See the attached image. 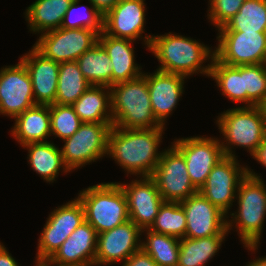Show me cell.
I'll use <instances>...</instances> for the list:
<instances>
[{
  "label": "cell",
  "instance_id": "obj_1",
  "mask_svg": "<svg viewBox=\"0 0 266 266\" xmlns=\"http://www.w3.org/2000/svg\"><path fill=\"white\" fill-rule=\"evenodd\" d=\"M164 126L153 129H126L112 126L108 153L128 173L151 177L162 153H158Z\"/></svg>",
  "mask_w": 266,
  "mask_h": 266
},
{
  "label": "cell",
  "instance_id": "obj_2",
  "mask_svg": "<svg viewBox=\"0 0 266 266\" xmlns=\"http://www.w3.org/2000/svg\"><path fill=\"white\" fill-rule=\"evenodd\" d=\"M148 49L161 63L157 70L182 75L198 73L210 75L211 63L202 67L205 60L213 59L215 52L196 40L168 33L160 36L147 35L144 40ZM211 57V58H210Z\"/></svg>",
  "mask_w": 266,
  "mask_h": 266
},
{
  "label": "cell",
  "instance_id": "obj_3",
  "mask_svg": "<svg viewBox=\"0 0 266 266\" xmlns=\"http://www.w3.org/2000/svg\"><path fill=\"white\" fill-rule=\"evenodd\" d=\"M113 126L126 129H153L162 125L151 107L147 80L139 78L119 82L110 87Z\"/></svg>",
  "mask_w": 266,
  "mask_h": 266
},
{
  "label": "cell",
  "instance_id": "obj_4",
  "mask_svg": "<svg viewBox=\"0 0 266 266\" xmlns=\"http://www.w3.org/2000/svg\"><path fill=\"white\" fill-rule=\"evenodd\" d=\"M266 185L260 176L249 171L237 188L238 213H232V221L242 243L250 251L258 247L266 215ZM237 213V214H236ZM235 219V220H234Z\"/></svg>",
  "mask_w": 266,
  "mask_h": 266
},
{
  "label": "cell",
  "instance_id": "obj_5",
  "mask_svg": "<svg viewBox=\"0 0 266 266\" xmlns=\"http://www.w3.org/2000/svg\"><path fill=\"white\" fill-rule=\"evenodd\" d=\"M78 199L87 221L102 233L130 220L125 194L118 183L108 182L80 191Z\"/></svg>",
  "mask_w": 266,
  "mask_h": 266
},
{
  "label": "cell",
  "instance_id": "obj_6",
  "mask_svg": "<svg viewBox=\"0 0 266 266\" xmlns=\"http://www.w3.org/2000/svg\"><path fill=\"white\" fill-rule=\"evenodd\" d=\"M226 144L221 146L225 156L235 157L229 147L247 148L251 156L266 138V123L260 106L238 107L225 111L217 120Z\"/></svg>",
  "mask_w": 266,
  "mask_h": 266
},
{
  "label": "cell",
  "instance_id": "obj_7",
  "mask_svg": "<svg viewBox=\"0 0 266 266\" xmlns=\"http://www.w3.org/2000/svg\"><path fill=\"white\" fill-rule=\"evenodd\" d=\"M113 123L83 122L61 148L63 162L71 171L108 153V136Z\"/></svg>",
  "mask_w": 266,
  "mask_h": 266
},
{
  "label": "cell",
  "instance_id": "obj_8",
  "mask_svg": "<svg viewBox=\"0 0 266 266\" xmlns=\"http://www.w3.org/2000/svg\"><path fill=\"white\" fill-rule=\"evenodd\" d=\"M98 37L99 34L91 29L60 27L41 34L33 47L45 58L60 64L76 61L98 42Z\"/></svg>",
  "mask_w": 266,
  "mask_h": 266
},
{
  "label": "cell",
  "instance_id": "obj_9",
  "mask_svg": "<svg viewBox=\"0 0 266 266\" xmlns=\"http://www.w3.org/2000/svg\"><path fill=\"white\" fill-rule=\"evenodd\" d=\"M171 146L162 152L151 178L165 202H181L198 190L190 180L183 154Z\"/></svg>",
  "mask_w": 266,
  "mask_h": 266
},
{
  "label": "cell",
  "instance_id": "obj_10",
  "mask_svg": "<svg viewBox=\"0 0 266 266\" xmlns=\"http://www.w3.org/2000/svg\"><path fill=\"white\" fill-rule=\"evenodd\" d=\"M215 57L230 66L264 64L266 32H219Z\"/></svg>",
  "mask_w": 266,
  "mask_h": 266
},
{
  "label": "cell",
  "instance_id": "obj_11",
  "mask_svg": "<svg viewBox=\"0 0 266 266\" xmlns=\"http://www.w3.org/2000/svg\"><path fill=\"white\" fill-rule=\"evenodd\" d=\"M180 204L186 215V238L226 235L232 227L233 222L226 220V214L199 191L181 201Z\"/></svg>",
  "mask_w": 266,
  "mask_h": 266
},
{
  "label": "cell",
  "instance_id": "obj_12",
  "mask_svg": "<svg viewBox=\"0 0 266 266\" xmlns=\"http://www.w3.org/2000/svg\"><path fill=\"white\" fill-rule=\"evenodd\" d=\"M173 143L183 154L190 180L199 191L213 167L225 157L220 141L194 136L177 139Z\"/></svg>",
  "mask_w": 266,
  "mask_h": 266
},
{
  "label": "cell",
  "instance_id": "obj_13",
  "mask_svg": "<svg viewBox=\"0 0 266 266\" xmlns=\"http://www.w3.org/2000/svg\"><path fill=\"white\" fill-rule=\"evenodd\" d=\"M246 175L247 167H240L236 157L225 156L213 167L199 192L227 215L236 188Z\"/></svg>",
  "mask_w": 266,
  "mask_h": 266
},
{
  "label": "cell",
  "instance_id": "obj_14",
  "mask_svg": "<svg viewBox=\"0 0 266 266\" xmlns=\"http://www.w3.org/2000/svg\"><path fill=\"white\" fill-rule=\"evenodd\" d=\"M37 105L29 72L20 60L17 65L0 70V113L16 118Z\"/></svg>",
  "mask_w": 266,
  "mask_h": 266
},
{
  "label": "cell",
  "instance_id": "obj_15",
  "mask_svg": "<svg viewBox=\"0 0 266 266\" xmlns=\"http://www.w3.org/2000/svg\"><path fill=\"white\" fill-rule=\"evenodd\" d=\"M40 234L36 258H50L70 234L85 221L84 209L78 198L56 208Z\"/></svg>",
  "mask_w": 266,
  "mask_h": 266
},
{
  "label": "cell",
  "instance_id": "obj_16",
  "mask_svg": "<svg viewBox=\"0 0 266 266\" xmlns=\"http://www.w3.org/2000/svg\"><path fill=\"white\" fill-rule=\"evenodd\" d=\"M118 184L125 194L130 220L141 230L149 229L165 202L155 181L151 177H142L128 185Z\"/></svg>",
  "mask_w": 266,
  "mask_h": 266
},
{
  "label": "cell",
  "instance_id": "obj_17",
  "mask_svg": "<svg viewBox=\"0 0 266 266\" xmlns=\"http://www.w3.org/2000/svg\"><path fill=\"white\" fill-rule=\"evenodd\" d=\"M142 230L131 220L115 228L99 233L95 265L125 262L132 254L141 249ZM139 242V243H138Z\"/></svg>",
  "mask_w": 266,
  "mask_h": 266
},
{
  "label": "cell",
  "instance_id": "obj_18",
  "mask_svg": "<svg viewBox=\"0 0 266 266\" xmlns=\"http://www.w3.org/2000/svg\"><path fill=\"white\" fill-rule=\"evenodd\" d=\"M97 231L87 222H82L49 258L58 266L95 265Z\"/></svg>",
  "mask_w": 266,
  "mask_h": 266
},
{
  "label": "cell",
  "instance_id": "obj_19",
  "mask_svg": "<svg viewBox=\"0 0 266 266\" xmlns=\"http://www.w3.org/2000/svg\"><path fill=\"white\" fill-rule=\"evenodd\" d=\"M144 0H120L103 18V32L133 42L144 33Z\"/></svg>",
  "mask_w": 266,
  "mask_h": 266
},
{
  "label": "cell",
  "instance_id": "obj_20",
  "mask_svg": "<svg viewBox=\"0 0 266 266\" xmlns=\"http://www.w3.org/2000/svg\"><path fill=\"white\" fill-rule=\"evenodd\" d=\"M143 76L147 80L153 115L164 126L165 119L175 109L183 94L186 77L160 70L151 75L144 73Z\"/></svg>",
  "mask_w": 266,
  "mask_h": 266
},
{
  "label": "cell",
  "instance_id": "obj_21",
  "mask_svg": "<svg viewBox=\"0 0 266 266\" xmlns=\"http://www.w3.org/2000/svg\"><path fill=\"white\" fill-rule=\"evenodd\" d=\"M20 60L26 66L31 77L35 103L40 105L54 104L60 64L45 58L34 47Z\"/></svg>",
  "mask_w": 266,
  "mask_h": 266
},
{
  "label": "cell",
  "instance_id": "obj_22",
  "mask_svg": "<svg viewBox=\"0 0 266 266\" xmlns=\"http://www.w3.org/2000/svg\"><path fill=\"white\" fill-rule=\"evenodd\" d=\"M98 42L104 47L110 57L112 85L130 81L143 75L140 67L134 62L132 40L111 37L102 31L99 34Z\"/></svg>",
  "mask_w": 266,
  "mask_h": 266
},
{
  "label": "cell",
  "instance_id": "obj_23",
  "mask_svg": "<svg viewBox=\"0 0 266 266\" xmlns=\"http://www.w3.org/2000/svg\"><path fill=\"white\" fill-rule=\"evenodd\" d=\"M20 145L46 142L51 135L50 105L37 104L15 118V125L11 131Z\"/></svg>",
  "mask_w": 266,
  "mask_h": 266
},
{
  "label": "cell",
  "instance_id": "obj_24",
  "mask_svg": "<svg viewBox=\"0 0 266 266\" xmlns=\"http://www.w3.org/2000/svg\"><path fill=\"white\" fill-rule=\"evenodd\" d=\"M107 89L108 91H106V93L105 90ZM109 90L110 87L108 86L91 85L72 104L75 113L82 122L113 123V116L111 113V91Z\"/></svg>",
  "mask_w": 266,
  "mask_h": 266
},
{
  "label": "cell",
  "instance_id": "obj_25",
  "mask_svg": "<svg viewBox=\"0 0 266 266\" xmlns=\"http://www.w3.org/2000/svg\"><path fill=\"white\" fill-rule=\"evenodd\" d=\"M73 0H36L25 14L30 30L47 32L61 27L66 10Z\"/></svg>",
  "mask_w": 266,
  "mask_h": 266
},
{
  "label": "cell",
  "instance_id": "obj_26",
  "mask_svg": "<svg viewBox=\"0 0 266 266\" xmlns=\"http://www.w3.org/2000/svg\"><path fill=\"white\" fill-rule=\"evenodd\" d=\"M29 149L28 158L32 169L36 171L46 182H53L62 167L66 172H70L62 159L61 150L53 143L37 142L24 145Z\"/></svg>",
  "mask_w": 266,
  "mask_h": 266
},
{
  "label": "cell",
  "instance_id": "obj_27",
  "mask_svg": "<svg viewBox=\"0 0 266 266\" xmlns=\"http://www.w3.org/2000/svg\"><path fill=\"white\" fill-rule=\"evenodd\" d=\"M76 61L84 78L91 85L112 86L110 57L99 42L84 52Z\"/></svg>",
  "mask_w": 266,
  "mask_h": 266
},
{
  "label": "cell",
  "instance_id": "obj_28",
  "mask_svg": "<svg viewBox=\"0 0 266 266\" xmlns=\"http://www.w3.org/2000/svg\"><path fill=\"white\" fill-rule=\"evenodd\" d=\"M226 235L180 239L177 266H205L219 250Z\"/></svg>",
  "mask_w": 266,
  "mask_h": 266
},
{
  "label": "cell",
  "instance_id": "obj_29",
  "mask_svg": "<svg viewBox=\"0 0 266 266\" xmlns=\"http://www.w3.org/2000/svg\"><path fill=\"white\" fill-rule=\"evenodd\" d=\"M218 32H266V0H245Z\"/></svg>",
  "mask_w": 266,
  "mask_h": 266
},
{
  "label": "cell",
  "instance_id": "obj_30",
  "mask_svg": "<svg viewBox=\"0 0 266 266\" xmlns=\"http://www.w3.org/2000/svg\"><path fill=\"white\" fill-rule=\"evenodd\" d=\"M209 77L215 79L223 95L234 102L247 103V92L244 90V65L230 66L214 56Z\"/></svg>",
  "mask_w": 266,
  "mask_h": 266
},
{
  "label": "cell",
  "instance_id": "obj_31",
  "mask_svg": "<svg viewBox=\"0 0 266 266\" xmlns=\"http://www.w3.org/2000/svg\"><path fill=\"white\" fill-rule=\"evenodd\" d=\"M91 84L84 78L77 61L60 63L54 104L72 105Z\"/></svg>",
  "mask_w": 266,
  "mask_h": 266
},
{
  "label": "cell",
  "instance_id": "obj_32",
  "mask_svg": "<svg viewBox=\"0 0 266 266\" xmlns=\"http://www.w3.org/2000/svg\"><path fill=\"white\" fill-rule=\"evenodd\" d=\"M146 242H141V248L149 254L158 266H177L180 251V239L155 233L149 229ZM179 240V241H178Z\"/></svg>",
  "mask_w": 266,
  "mask_h": 266
},
{
  "label": "cell",
  "instance_id": "obj_33",
  "mask_svg": "<svg viewBox=\"0 0 266 266\" xmlns=\"http://www.w3.org/2000/svg\"><path fill=\"white\" fill-rule=\"evenodd\" d=\"M149 230L183 239L186 232V215L180 202H164Z\"/></svg>",
  "mask_w": 266,
  "mask_h": 266
},
{
  "label": "cell",
  "instance_id": "obj_34",
  "mask_svg": "<svg viewBox=\"0 0 266 266\" xmlns=\"http://www.w3.org/2000/svg\"><path fill=\"white\" fill-rule=\"evenodd\" d=\"M83 122L75 113L72 105H50L51 135L65 140L71 137Z\"/></svg>",
  "mask_w": 266,
  "mask_h": 266
},
{
  "label": "cell",
  "instance_id": "obj_35",
  "mask_svg": "<svg viewBox=\"0 0 266 266\" xmlns=\"http://www.w3.org/2000/svg\"><path fill=\"white\" fill-rule=\"evenodd\" d=\"M246 107L260 106L266 100V69L264 64L244 65Z\"/></svg>",
  "mask_w": 266,
  "mask_h": 266
},
{
  "label": "cell",
  "instance_id": "obj_36",
  "mask_svg": "<svg viewBox=\"0 0 266 266\" xmlns=\"http://www.w3.org/2000/svg\"><path fill=\"white\" fill-rule=\"evenodd\" d=\"M80 0H73L72 3L69 5V8L66 10L61 28L65 29H77V28H86L96 31L100 34L103 31V18L102 15L95 7L92 6L88 11L87 16H78V18L72 19V15L77 12V5ZM82 8V7H81ZM76 11V12H75Z\"/></svg>",
  "mask_w": 266,
  "mask_h": 266
},
{
  "label": "cell",
  "instance_id": "obj_37",
  "mask_svg": "<svg viewBox=\"0 0 266 266\" xmlns=\"http://www.w3.org/2000/svg\"><path fill=\"white\" fill-rule=\"evenodd\" d=\"M209 18L215 27H223L236 15L245 0H209Z\"/></svg>",
  "mask_w": 266,
  "mask_h": 266
},
{
  "label": "cell",
  "instance_id": "obj_38",
  "mask_svg": "<svg viewBox=\"0 0 266 266\" xmlns=\"http://www.w3.org/2000/svg\"><path fill=\"white\" fill-rule=\"evenodd\" d=\"M122 266H158L142 248L132 254Z\"/></svg>",
  "mask_w": 266,
  "mask_h": 266
},
{
  "label": "cell",
  "instance_id": "obj_39",
  "mask_svg": "<svg viewBox=\"0 0 266 266\" xmlns=\"http://www.w3.org/2000/svg\"><path fill=\"white\" fill-rule=\"evenodd\" d=\"M102 15L110 11L120 0H89Z\"/></svg>",
  "mask_w": 266,
  "mask_h": 266
},
{
  "label": "cell",
  "instance_id": "obj_40",
  "mask_svg": "<svg viewBox=\"0 0 266 266\" xmlns=\"http://www.w3.org/2000/svg\"><path fill=\"white\" fill-rule=\"evenodd\" d=\"M0 266H19L17 261L9 254L4 245L0 243Z\"/></svg>",
  "mask_w": 266,
  "mask_h": 266
},
{
  "label": "cell",
  "instance_id": "obj_41",
  "mask_svg": "<svg viewBox=\"0 0 266 266\" xmlns=\"http://www.w3.org/2000/svg\"><path fill=\"white\" fill-rule=\"evenodd\" d=\"M259 163L266 167V138L258 146L256 152L252 155Z\"/></svg>",
  "mask_w": 266,
  "mask_h": 266
},
{
  "label": "cell",
  "instance_id": "obj_42",
  "mask_svg": "<svg viewBox=\"0 0 266 266\" xmlns=\"http://www.w3.org/2000/svg\"><path fill=\"white\" fill-rule=\"evenodd\" d=\"M246 266H266V257H261L253 260V262L247 264Z\"/></svg>",
  "mask_w": 266,
  "mask_h": 266
},
{
  "label": "cell",
  "instance_id": "obj_43",
  "mask_svg": "<svg viewBox=\"0 0 266 266\" xmlns=\"http://www.w3.org/2000/svg\"><path fill=\"white\" fill-rule=\"evenodd\" d=\"M36 266H52L53 264L49 258H36Z\"/></svg>",
  "mask_w": 266,
  "mask_h": 266
},
{
  "label": "cell",
  "instance_id": "obj_44",
  "mask_svg": "<svg viewBox=\"0 0 266 266\" xmlns=\"http://www.w3.org/2000/svg\"><path fill=\"white\" fill-rule=\"evenodd\" d=\"M266 123V100L260 105Z\"/></svg>",
  "mask_w": 266,
  "mask_h": 266
},
{
  "label": "cell",
  "instance_id": "obj_45",
  "mask_svg": "<svg viewBox=\"0 0 266 266\" xmlns=\"http://www.w3.org/2000/svg\"><path fill=\"white\" fill-rule=\"evenodd\" d=\"M264 67H265V69H266V58H265V61H264Z\"/></svg>",
  "mask_w": 266,
  "mask_h": 266
}]
</instances>
